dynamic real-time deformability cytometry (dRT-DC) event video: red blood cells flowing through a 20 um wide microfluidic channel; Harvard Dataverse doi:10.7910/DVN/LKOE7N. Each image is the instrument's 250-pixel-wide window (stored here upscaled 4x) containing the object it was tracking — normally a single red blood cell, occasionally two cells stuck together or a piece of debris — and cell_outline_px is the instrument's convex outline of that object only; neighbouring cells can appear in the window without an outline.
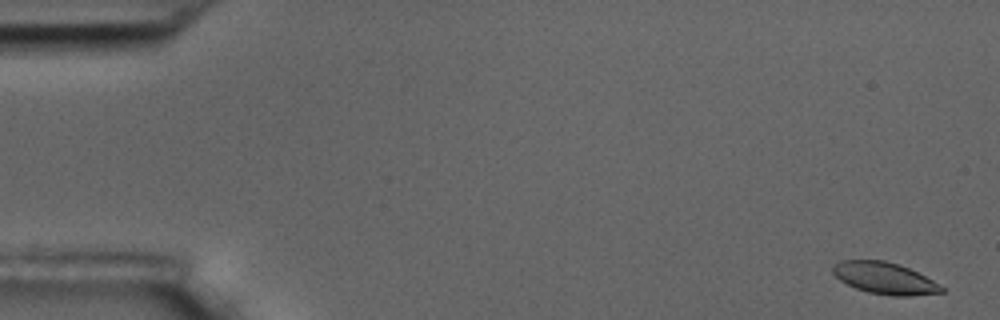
{"species": "common noctule bat (a hibernating species)", "species_latin": "Nyctalus noctula", "temperature_condition": "room temperature", "stored_images_in_passage": 5, "camera_frame_rate_fps": 3000, "um_per_image_px": 0.085, "animal": {"sex": "male", "body_mass_g": 17.5, "forearm_length_mm": 52.3}, "frame": {"image": 1, "passage_image": 1, "time_ms": 0.0, "image_size_px": [1000, 320], "cell_outline_px": [[944, 292], [908, 296], [892, 296], [868, 292], [856, 288], [840, 280], [832, 272], [832, 268], [840, 260], [884, 260], [908, 268], [940, 284], [944, 288]], "centroid_in_image_um": [75.19, 23.65], "position_along_channel_um": 9.8, "area_um2": 19.83}}
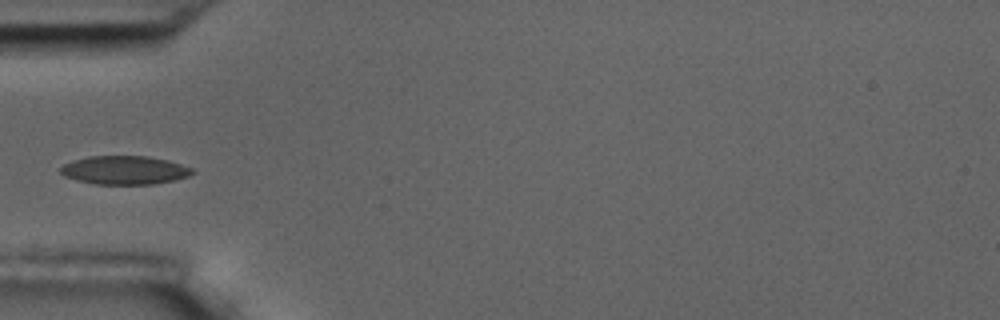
{"frame": {"image": 2, "passage_image": 5, "time_ms": 5.667, "image_size_px": [1000, 320], "cell_outline_px": [[196, 172], [188, 176], [176, 180], [152, 184], [96, 184], [76, 180], [64, 176], [60, 172], [60, 168], [64, 164], [72, 160], [88, 156], [148, 156], [168, 160], [192, 168]], "centroid_in_image_um": [10.59, 14.46], "position_along_channel_um": 74.4, "area_um2": 22.02}}